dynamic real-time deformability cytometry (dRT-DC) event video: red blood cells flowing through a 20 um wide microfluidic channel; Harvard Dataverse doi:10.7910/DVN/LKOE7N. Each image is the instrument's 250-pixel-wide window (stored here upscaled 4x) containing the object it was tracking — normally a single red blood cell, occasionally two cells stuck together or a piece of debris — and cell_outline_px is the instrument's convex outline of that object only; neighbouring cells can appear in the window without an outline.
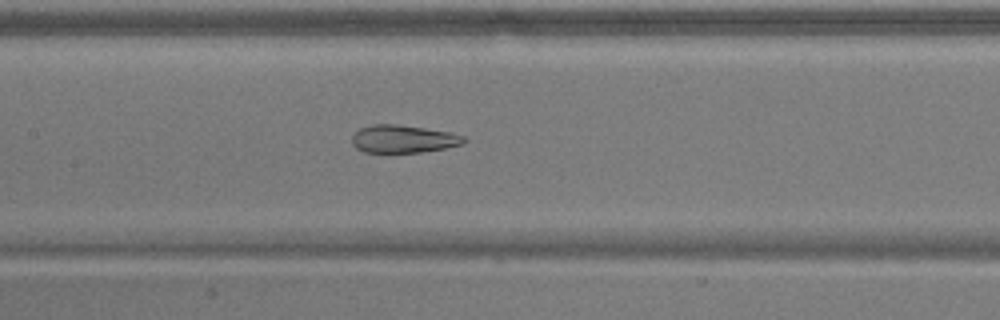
{"species": "common noctule bat (a hibernating species)", "species_latin": "Nyctalus noctula", "temperature_condition": "warm", "stored_images_in_passage": 48, "camera_frame_rate_fps": 3000, "um_per_image_px": 0.085, "animal": {"sex": "male", "body_mass_g": 17.9}, "frame": {"image": 1, "passage_image": 19, "time_ms": 6.0, "image_size_px": [1000, 320], "cell_outline_px": [[468, 140], [464, 144], [444, 148], [420, 152], [364, 152], [356, 148], [352, 144], [352, 132], [360, 128], [372, 124], [396, 124], [424, 128], [448, 132], [464, 136]], "centroid_in_image_um": [34.25, 11.8], "position_along_channel_um": 173.2, "area_um2": 18.15}}
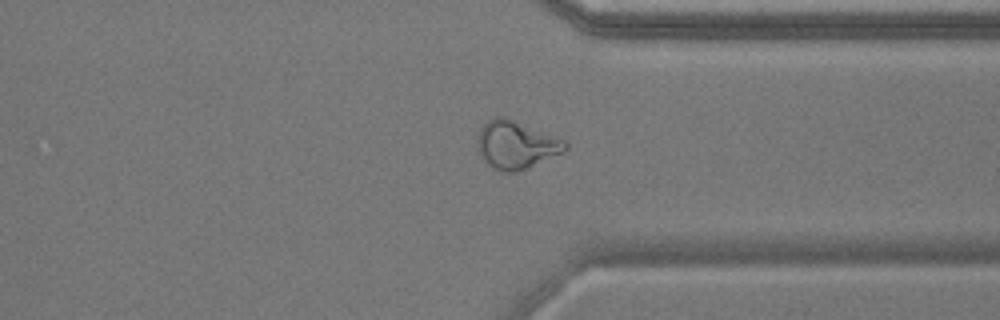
{"frame": {"image": 2, "passage_image": 35, "time_ms": 11.333, "image_size_px": [1000, 320], "cell_outline_px": [[568, 148], [564, 152], [516, 172], [504, 172], [492, 168], [484, 160], [476, 148], [476, 140], [480, 128], [488, 120], [496, 116], [504, 116], [564, 140], [568, 144]], "centroid_in_image_um": [43.82, 12.31], "position_along_channel_um": 367.6, "area_um2": 24.39}}
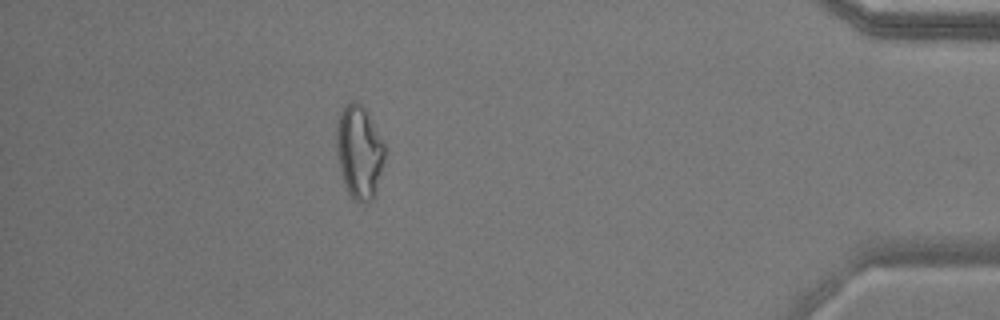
{"frame": {"image": 3, "passage_image": 42, "time_ms": 13.667, "image_size_px": [1000, 320], "cell_outline_px": [[384, 160], [376, 196], [368, 204], [360, 204], [348, 192], [344, 184], [336, 152], [336, 124], [340, 112], [348, 100], [356, 100], [368, 112], [384, 144]], "centroid_in_image_um": [30.53, 12.92], "position_along_channel_um": 404.7, "area_um2": 26.65}, "authors_computed_cell_mechanics": {"area_um2": 24.1893, "velocity_mm_per_s": 3.6725, "shape_relaxation_time_tau1_ms": null, "shape_relaxation_time_tau2_ms": 1.6316, "deformation_change_tau1": null, "deformation_change_tau2": 0.1019}}